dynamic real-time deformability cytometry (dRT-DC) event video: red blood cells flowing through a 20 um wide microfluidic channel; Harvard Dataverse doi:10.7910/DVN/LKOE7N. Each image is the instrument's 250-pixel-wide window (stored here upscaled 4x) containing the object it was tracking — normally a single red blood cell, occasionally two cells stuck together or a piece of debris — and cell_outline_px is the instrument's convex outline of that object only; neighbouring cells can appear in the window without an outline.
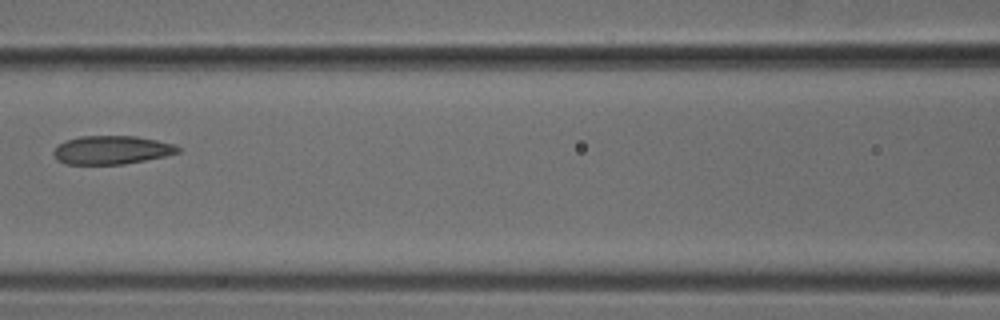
{"species": "common noctule bat (a hibernating species)", "species_latin": "Nyctalus noctula", "temperature_condition": "cold", "stored_images_in_passage": 8, "camera_frame_rate_fps": 3000, "um_per_image_px": 0.085, "animal": {"sex": "male", "body_mass_g": 18.8}, "frame": {"image": 1, "passage_image": 7, "time_ms": 2.0, "image_size_px": [1000, 320], "cell_outline_px": [[180, 152], [164, 156], [124, 164], [64, 164], [56, 160], [52, 152], [60, 144], [68, 140], [80, 136], [136, 136], [156, 140], [172, 144], [180, 148]], "centroid_in_image_um": [9.47, 12.75], "position_along_channel_um": 157.1, "area_um2": 20.46}}
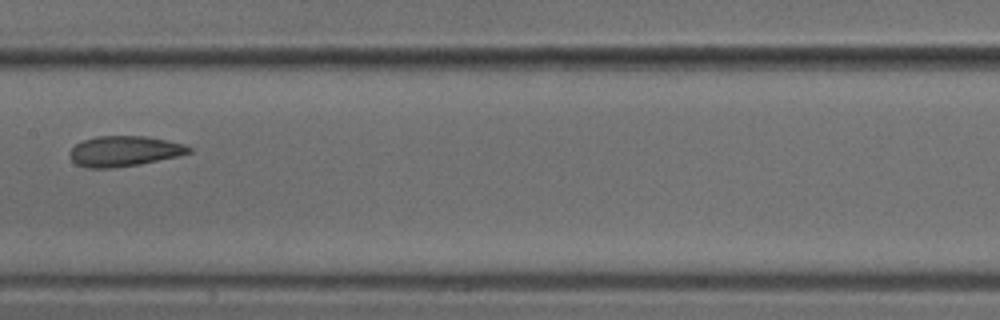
{"frame": {"image": 2, "passage_image": 8, "time_ms": 2.333, "image_size_px": [1000, 320], "cell_outline_px": [[192, 152], [180, 156], [140, 164], [112, 168], [84, 168], [76, 164], [72, 160], [68, 152], [76, 144], [84, 140], [96, 136], [148, 136], [184, 144], [192, 148]], "centroid_in_image_um": [10.57, 12.85], "position_along_channel_um": 196.8, "area_um2": 21.27}}